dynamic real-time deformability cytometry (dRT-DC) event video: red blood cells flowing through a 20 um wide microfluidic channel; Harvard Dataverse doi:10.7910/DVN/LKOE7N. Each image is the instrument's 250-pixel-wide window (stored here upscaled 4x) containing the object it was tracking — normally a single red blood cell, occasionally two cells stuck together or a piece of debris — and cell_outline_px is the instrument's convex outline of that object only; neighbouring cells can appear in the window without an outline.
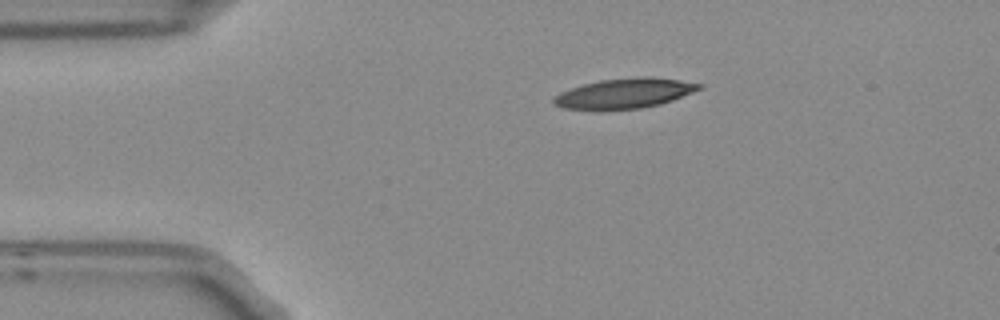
{"species": "Egyptian fruit bat (a non-hibernating species)", "species_latin": "Rousettus aegyptiacus", "temperature_condition": "room temperature", "stored_images_in_passage": 2, "camera_frame_rate_fps": 3000, "um_per_image_px": 0.085, "frame": {"image": 1, "passage_image": 1, "time_ms": 0.0, "image_size_px": [1000, 320], "cell_outline_px": [[704, 88], [672, 100], [660, 104], [640, 108], [564, 108], [552, 104], [552, 96], [560, 92], [584, 84], [600, 80], [640, 76], [648, 76], [680, 80], [704, 84]], "centroid_in_image_um": [53.12, 7.9], "position_along_channel_um": 31.9, "area_um2": 25.03}}